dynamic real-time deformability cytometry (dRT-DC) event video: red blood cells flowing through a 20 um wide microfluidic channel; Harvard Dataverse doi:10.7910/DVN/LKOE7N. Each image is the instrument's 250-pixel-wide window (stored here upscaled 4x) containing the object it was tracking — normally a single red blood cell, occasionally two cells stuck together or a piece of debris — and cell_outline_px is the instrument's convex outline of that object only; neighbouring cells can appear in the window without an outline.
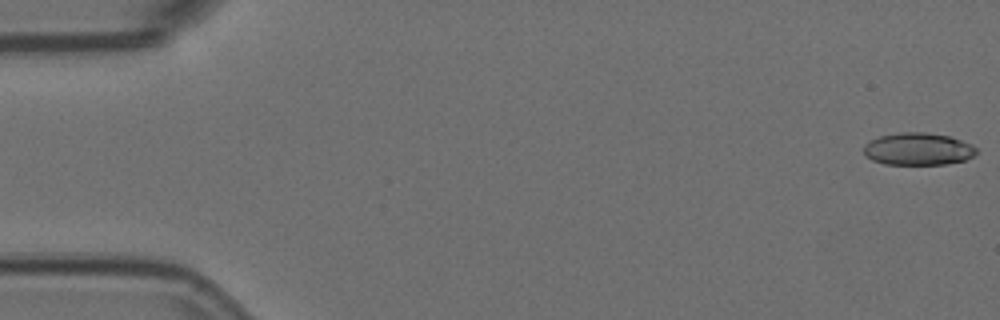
{"species": "Egyptian fruit bat (a non-hibernating species)", "species_latin": "Rousettus aegyptiacus", "temperature_condition": "room temperature", "stored_images_in_passage": 54, "camera_frame_rate_fps": 3000, "um_per_image_px": 0.085, "animal": {"sex": "female"}, "frame": {"image": 1, "passage_image": 1, "time_ms": 0.0, "image_size_px": [1000, 320], "cell_outline_px": [[976, 152], [972, 156], [964, 160], [944, 164], [884, 164], [872, 160], [864, 156], [864, 144], [868, 140], [880, 136], [900, 132], [924, 132], [948, 136], [972, 144], [976, 148]], "centroid_in_image_um": [77.98, 12.66], "position_along_channel_um": 7.0, "area_um2": 21.21}}
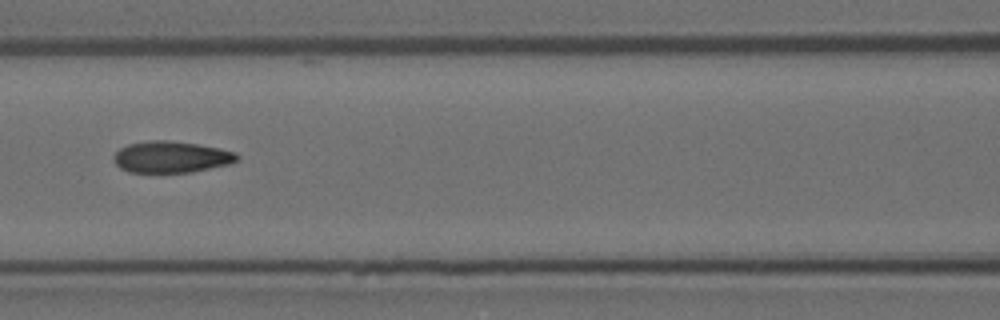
{"frame": {"image": 2, "passage_image": 25, "time_ms": 8.0, "image_size_px": [1000, 320], "cell_outline_px": [[240, 156], [236, 160], [228, 164], [192, 172], [128, 172], [120, 168], [112, 160], [112, 156], [120, 148], [128, 144], [148, 140], [168, 140], [196, 144], [220, 148], [236, 152]], "centroid_in_image_um": [14.52, 13.34], "position_along_channel_um": 152.1, "area_um2": 22.66}}
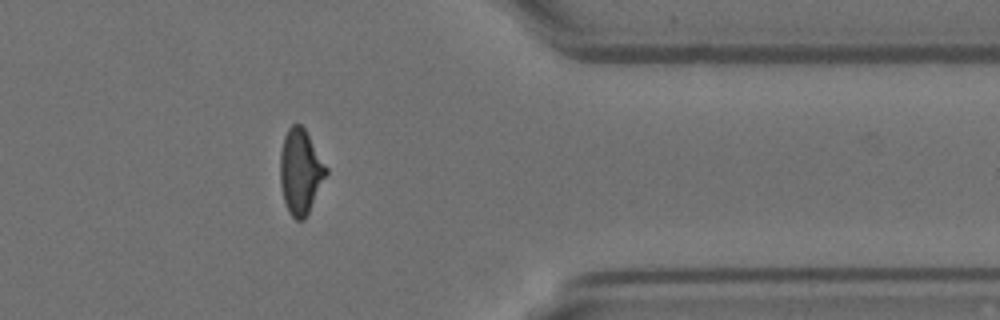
{"frame": {"image": 3, "passage_image": 46, "time_ms": 15.0, "image_size_px": [1000, 320], "cell_outline_px": [[328, 172], [304, 220], [296, 220], [288, 212], [284, 200], [280, 184], [280, 152], [284, 136], [288, 128], [292, 124], [300, 124], [304, 128], [328, 168]], "centroid_in_image_um": [25.52, 14.58], "position_along_channel_um": 385.9, "area_um2": 22.6}, "authors_computed_cell_mechanics": {"area_um2": 22.4842, "velocity_mm_per_s": 3.5889, "shape_relaxation_time_tau1_ms": null, "shape_relaxation_time_tau2_ms": 1.663, "deformation_change_tau1": null, "deformation_change_tau2": 0.0857}}